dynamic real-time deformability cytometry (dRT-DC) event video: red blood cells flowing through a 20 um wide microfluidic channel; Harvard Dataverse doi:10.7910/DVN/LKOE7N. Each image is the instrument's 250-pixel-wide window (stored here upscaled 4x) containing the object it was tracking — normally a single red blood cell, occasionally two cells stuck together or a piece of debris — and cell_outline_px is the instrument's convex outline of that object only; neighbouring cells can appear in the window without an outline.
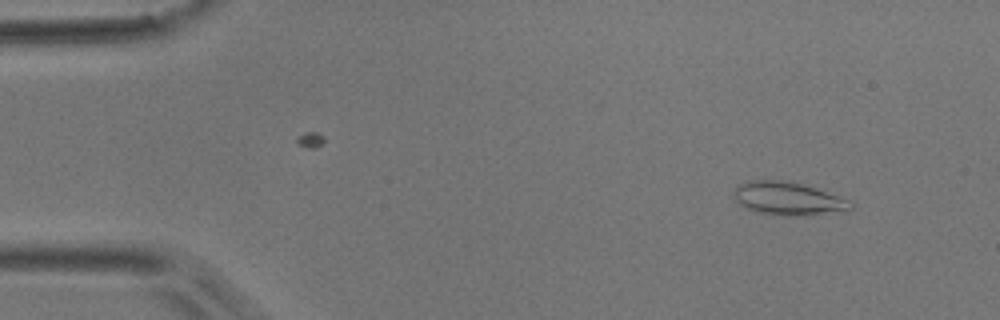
{"species": "common noctule bat (a hibernating species)", "species_latin": "Nyctalus noctula", "temperature_condition": "room temperature", "stored_images_in_passage": 43, "camera_frame_rate_fps": 3000, "um_per_image_px": 0.085, "animal": {"sex": "male", "body_mass_g": 17.9}, "frame": {"image": 1, "passage_image": 4, "time_ms": 1.0, "image_size_px": [1000, 320], "cell_outline_px": [[852, 208], [848, 212], [800, 216], [784, 216], [756, 212], [744, 208], [736, 200], [732, 192], [740, 184], [752, 180], [780, 180], [800, 184], [852, 200]], "centroid_in_image_um": [67.02, 16.92], "position_along_channel_um": 18.0, "area_um2": 22.72}}
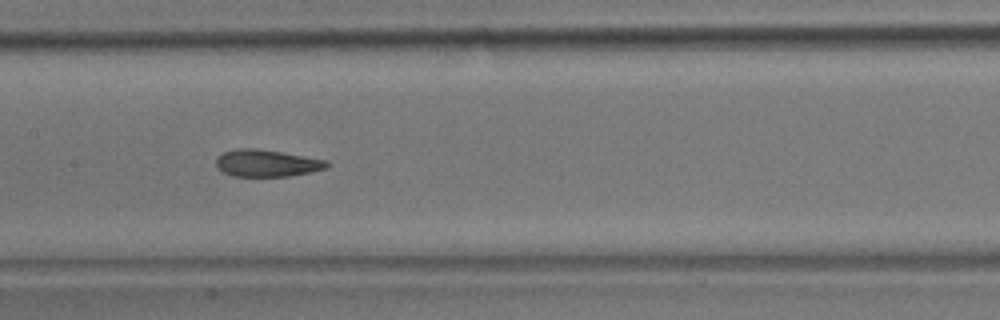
{"frame": {"image": 2, "passage_image": 24, "time_ms": 7.667, "image_size_px": [1000, 320], "cell_outline_px": [[332, 164], [328, 168], [288, 176], [232, 176], [216, 168], [216, 160], [224, 152], [236, 148], [256, 148], [328, 160]], "centroid_in_image_um": [22.69, 13.87], "position_along_channel_um": 184.7, "area_um2": 17.4}}
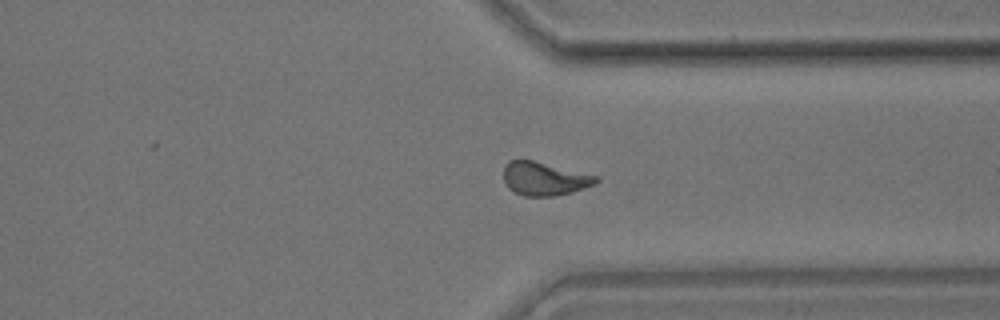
{"frame": {"image": 3, "passage_image": 38, "time_ms": 12.333, "image_size_px": [1000, 320], "cell_outline_px": [[600, 180], [596, 184], [572, 192], [556, 196], [524, 196], [512, 192], [504, 184], [504, 164], [508, 160], [532, 160], [600, 176]], "centroid_in_image_um": [46.27, 15.2], "position_along_channel_um": 365.1, "area_um2": 18.32}, "authors_computed_cell_mechanics": {"area_um2": 18.3226, "velocity_mm_per_s": 3.8732, "shape_relaxation_time_tau1_ms": 6.7915, "shape_relaxation_time_tau2_ms": 1.8361, "deformation_change_tau1": 0.1831, "deformation_change_tau2": 0.087}}